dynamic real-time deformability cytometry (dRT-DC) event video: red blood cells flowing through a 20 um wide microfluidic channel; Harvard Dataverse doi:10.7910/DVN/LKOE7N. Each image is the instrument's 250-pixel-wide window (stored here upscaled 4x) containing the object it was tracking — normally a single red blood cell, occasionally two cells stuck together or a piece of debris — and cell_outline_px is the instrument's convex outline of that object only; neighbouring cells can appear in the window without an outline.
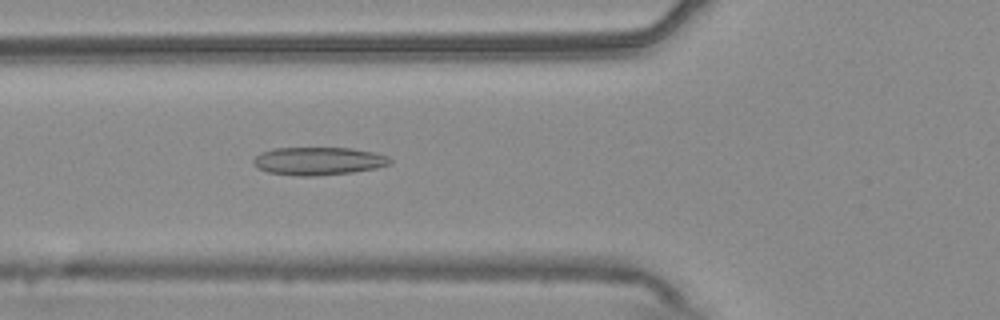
{"species": "common noctule bat (a hibernating species)", "species_latin": "Nyctalus noctula", "temperature_condition": "warm", "stored_images_in_passage": 53, "camera_frame_rate_fps": 3000, "um_per_image_px": 0.085, "animal": {"sex": "male", "body_mass_g": 20.4}, "frame": {"image": 1, "passage_image": 19, "time_ms": 6.0, "image_size_px": [1000, 320], "cell_outline_px": [[392, 164], [376, 168], [352, 172], [316, 176], [300, 176], [268, 172], [256, 168], [252, 164], [252, 160], [260, 152], [272, 148], [352, 148], [372, 152], [388, 156], [392, 160]], "centroid_in_image_um": [27.04, 13.69], "position_along_channel_um": 98.8, "area_um2": 22.43}}
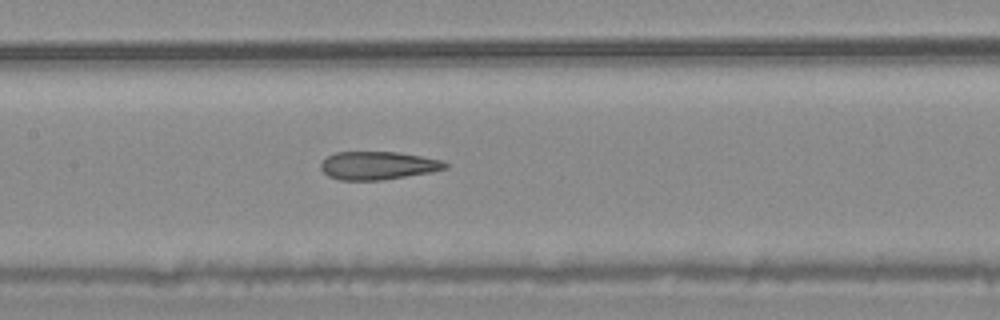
{"frame": {"image": 2, "passage_image": 25, "time_ms": 8.0, "image_size_px": [1000, 320], "cell_outline_px": [[448, 168], [432, 172], [384, 180], [340, 180], [328, 176], [320, 168], [320, 164], [328, 156], [336, 152], [400, 152], [444, 160], [448, 164]], "centroid_in_image_um": [32.17, 14.07], "position_along_channel_um": 175.2, "area_um2": 20.58}}
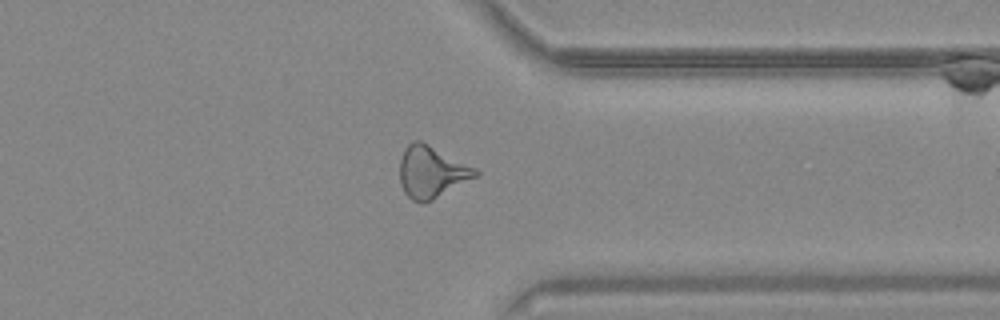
{"frame": {"image": 3, "passage_image": 41, "time_ms": 13.333, "image_size_px": [1000, 320], "cell_outline_px": [[480, 172], [476, 176], [432, 200], [424, 204], [420, 204], [412, 200], [404, 192], [400, 184], [400, 160], [404, 148], [412, 140], [420, 140], [476, 168]], "centroid_in_image_um": [36.64, 14.62], "position_along_channel_um": 374.8, "area_um2": 22.72}, "authors_computed_cell_mechanics": {"area_um2": 22.1952, "velocity_mm_per_s": 3.8012, "shape_relaxation_time_tau1_ms": null, "shape_relaxation_time_tau2_ms": 2.4244, "deformation_change_tau1": null, "deformation_change_tau2": 0.1322}}